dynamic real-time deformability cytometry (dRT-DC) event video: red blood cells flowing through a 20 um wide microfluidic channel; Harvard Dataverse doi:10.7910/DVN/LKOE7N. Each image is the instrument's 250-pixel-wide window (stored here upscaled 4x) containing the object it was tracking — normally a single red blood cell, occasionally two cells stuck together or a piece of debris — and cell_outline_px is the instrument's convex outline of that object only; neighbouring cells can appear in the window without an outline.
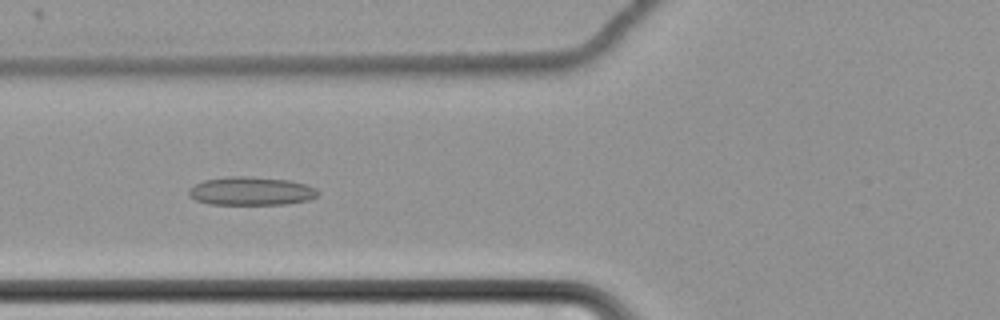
{"species": "common noctule bat (a hibernating species)", "species_latin": "Nyctalus noctula", "temperature_condition": "cold", "stored_images_in_passage": 64, "camera_frame_rate_fps": 3000, "um_per_image_px": 0.085, "animal": {"sex": "female", "body_mass_g": 22.7, "forearm_length_mm": 54.2}, "frame": {"image": 1, "passage_image": 28, "time_ms": 9.0, "image_size_px": [1000, 320], "cell_outline_px": [[320, 192], [316, 196], [308, 200], [288, 204], [208, 204], [196, 200], [188, 196], [188, 192], [196, 184], [204, 180], [228, 176], [248, 176], [292, 180], [308, 184], [316, 188]], "centroid_in_image_um": [21.39, 16.23], "position_along_channel_um": 104.4, "area_um2": 21.56}}
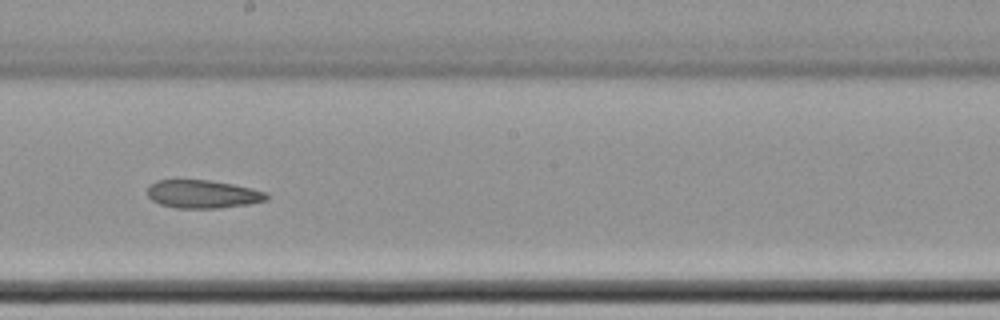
{"frame": {"image": 2, "passage_image": 39, "time_ms": 12.667, "image_size_px": [1000, 320], "cell_outline_px": [[268, 200], [248, 204], [220, 208], [176, 208], [160, 204], [152, 200], [148, 196], [148, 188], [156, 180], [208, 180], [232, 184], [252, 188], [268, 192]], "centroid_in_image_um": [17.27, 16.5], "position_along_channel_um": 230.9, "area_um2": 19.54}}
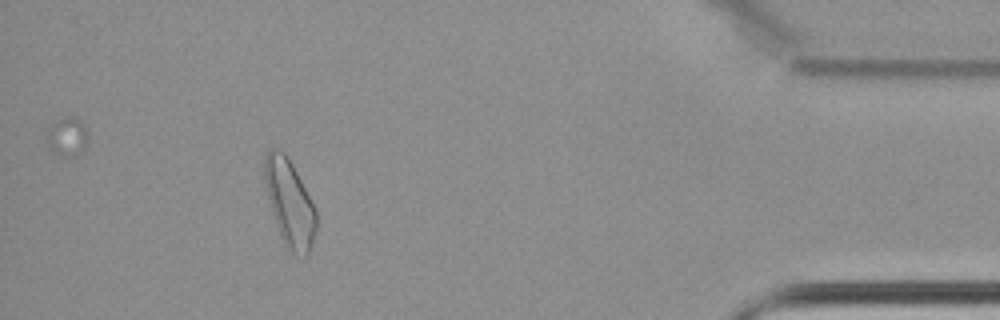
{"frame": {"image": 3, "passage_image": 59, "time_ms": 19.333, "image_size_px": [1000, 320], "cell_outline_px": [[316, 232], [308, 252], [304, 256], [292, 256], [288, 252], [280, 236], [272, 212], [264, 180], [264, 156], [272, 148], [280, 148], [288, 156], [316, 208]], "centroid_in_image_um": [24.61, 17.27], "position_along_channel_um": 410.6, "area_um2": 26.3}}